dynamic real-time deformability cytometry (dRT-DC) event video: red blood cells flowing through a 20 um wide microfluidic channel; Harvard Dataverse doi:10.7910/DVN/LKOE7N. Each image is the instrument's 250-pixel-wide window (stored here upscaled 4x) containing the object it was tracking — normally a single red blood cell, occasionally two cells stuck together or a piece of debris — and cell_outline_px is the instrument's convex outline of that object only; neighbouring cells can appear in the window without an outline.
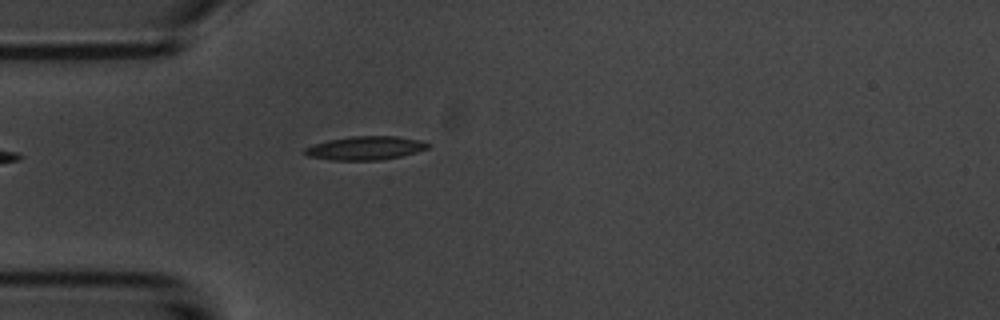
{"species": "common noctule bat (a hibernating species)", "species_latin": "Nyctalus noctula", "temperature_condition": "room temperature", "stored_images_in_passage": 5, "camera_frame_rate_fps": 3000, "um_per_image_px": 0.085, "animal": {"sex": "male", "body_mass_g": 20.1, "forearm_length_mm": 53.5}, "frame": {"image": 1, "passage_image": 5, "time_ms": 5.667, "image_size_px": [1000, 320], "cell_outline_px": [[428, 148], [416, 152], [400, 156], [380, 160], [332, 160], [308, 156], [304, 152], [304, 148], [312, 144], [328, 140], [352, 136], [396, 136], [420, 140], [428, 144]], "centroid_in_image_um": [31.02, 12.58], "position_along_channel_um": 54.0, "area_um2": 16.82}}